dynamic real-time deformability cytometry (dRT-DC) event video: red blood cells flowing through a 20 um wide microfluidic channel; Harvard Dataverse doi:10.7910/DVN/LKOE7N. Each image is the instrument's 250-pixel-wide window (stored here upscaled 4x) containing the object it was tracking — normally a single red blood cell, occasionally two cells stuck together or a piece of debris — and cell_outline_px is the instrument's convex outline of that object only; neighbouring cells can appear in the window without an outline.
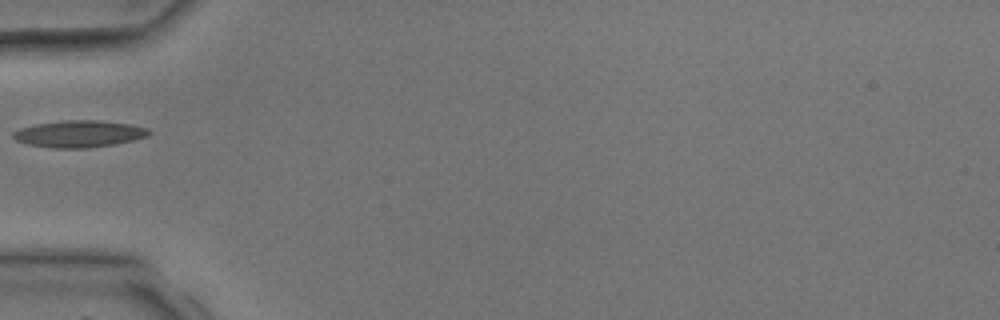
{"species": "common noctule bat (a hibernating species)", "species_latin": "Nyctalus noctula", "temperature_condition": "room temperature", "stored_images_in_passage": 1, "camera_frame_rate_fps": 3000, "um_per_image_px": 0.085, "animal": {"sex": "male", "body_mass_g": 17.9, "forearm_length_mm": 54.2}, "frame": {"image": 1, "passage_image": 1, "time_ms": 0.0, "image_size_px": [1000, 320], "cell_outline_px": [[152, 132], [148, 136], [116, 144], [88, 148], [48, 148], [28, 144], [16, 140], [12, 136], [12, 132], [20, 128], [36, 124], [64, 120], [96, 120], [132, 124], [148, 128]], "centroid_in_image_um": [6.74, 11.38], "position_along_channel_um": 78.3, "area_um2": 21.39}}